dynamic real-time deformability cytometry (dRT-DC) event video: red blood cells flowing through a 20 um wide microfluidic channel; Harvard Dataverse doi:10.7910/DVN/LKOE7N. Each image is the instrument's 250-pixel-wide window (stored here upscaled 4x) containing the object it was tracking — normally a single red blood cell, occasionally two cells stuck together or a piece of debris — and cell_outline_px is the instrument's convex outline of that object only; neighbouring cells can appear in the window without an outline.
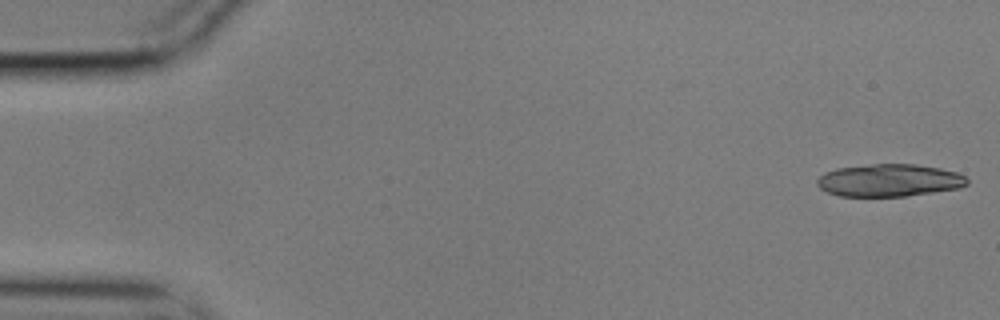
{"species": "common noctule bat (a hibernating species)", "species_latin": "Nyctalus noctula", "temperature_condition": "cold", "stored_images_in_passage": 55, "segment_of_instrument_passage": [1, 2], "camera_frame_rate_fps": 3000, "um_per_image_px": 0.085, "animal": {"sex": "male", "body_mass_g": 17.9}, "frame": {"image": 1, "passage_image": 1, "time_ms": 0.0, "image_size_px": [1000, 320], "cell_outline_px": [[968, 184], [960, 188], [908, 196], [840, 196], [828, 192], [820, 188], [816, 184], [816, 180], [824, 172], [836, 168], [872, 164], [916, 164], [940, 168], [956, 172], [964, 176], [968, 180]], "centroid_in_image_um": [75.58, 15.33], "position_along_channel_um": 9.4, "area_um2": 28.5}}